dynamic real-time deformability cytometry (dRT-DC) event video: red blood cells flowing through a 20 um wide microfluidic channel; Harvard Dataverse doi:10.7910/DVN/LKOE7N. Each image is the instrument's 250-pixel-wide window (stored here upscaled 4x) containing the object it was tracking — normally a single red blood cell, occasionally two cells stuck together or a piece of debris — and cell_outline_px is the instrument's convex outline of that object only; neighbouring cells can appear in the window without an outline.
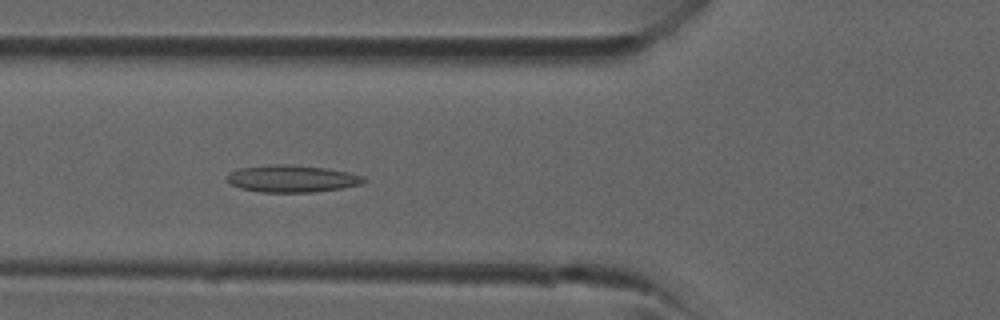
{"species": "common noctule bat (a hibernating species)", "species_latin": "Nyctalus noctula", "temperature_condition": "room temperature", "stored_images_in_passage": 40, "camera_frame_rate_fps": 3000, "um_per_image_px": 0.085, "animal": {"sex": "male", "forearm_length_mm": 52.5}, "frame": {"image": 1, "passage_image": 15, "time_ms": 4.667, "image_size_px": [1000, 320], "cell_outline_px": [[368, 180], [360, 184], [344, 188], [312, 192], [260, 192], [240, 188], [232, 184], [228, 180], [228, 176], [232, 172], [240, 168], [272, 164], [292, 164], [328, 168], [348, 172], [364, 176]], "centroid_in_image_um": [24.88, 15.18], "position_along_channel_um": 100.9, "area_um2": 21.62}}
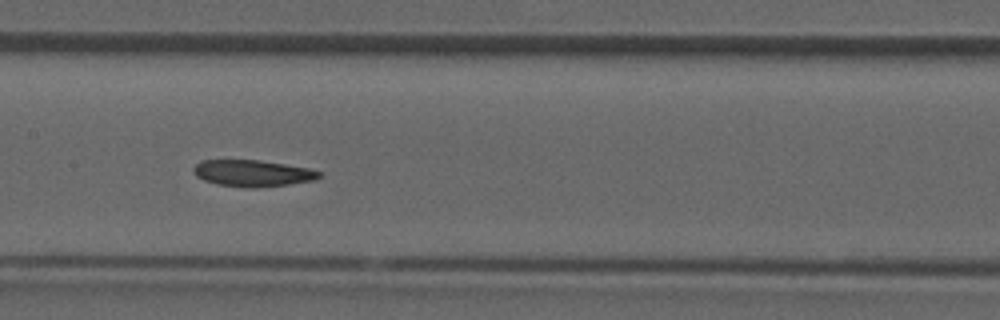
{"frame": {"image": 2, "passage_image": 20, "time_ms": 6.333, "image_size_px": [1000, 320], "cell_outline_px": [[324, 172], [316, 180], [288, 184], [256, 188], [248, 188], [216, 184], [204, 180], [196, 176], [192, 172], [192, 168], [200, 160], [260, 160], [308, 168]], "centroid_in_image_um": [21.46, 14.72], "position_along_channel_um": 185.9, "area_um2": 19.59}}
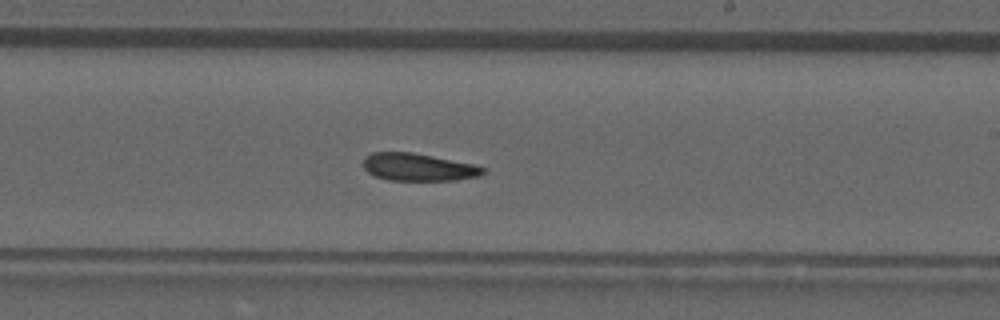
{"frame": {"image": 3, "passage_image": 24, "time_ms": 7.667, "image_size_px": [1000, 320], "cell_outline_px": [[484, 172], [480, 176], [456, 180], [388, 180], [376, 176], [368, 172], [364, 168], [364, 160], [372, 152], [412, 152], [476, 164], [484, 168]], "centroid_in_image_um": [35.59, 14.2], "position_along_channel_um": 253.4, "area_um2": 19.13}}